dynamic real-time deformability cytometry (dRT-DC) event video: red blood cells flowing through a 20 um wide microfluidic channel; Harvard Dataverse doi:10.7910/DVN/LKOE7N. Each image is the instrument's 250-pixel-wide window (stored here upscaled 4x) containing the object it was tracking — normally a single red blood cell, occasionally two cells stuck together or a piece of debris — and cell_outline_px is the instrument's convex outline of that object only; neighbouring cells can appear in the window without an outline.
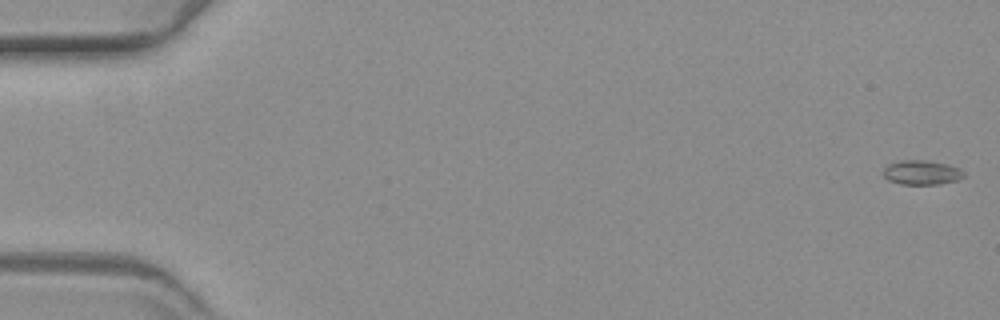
{"species": "common noctule bat (a hibernating species)", "species_latin": "Nyctalus noctula", "temperature_condition": "warm", "stored_images_in_passage": 14, "camera_frame_rate_fps": 3000, "um_per_image_px": 0.085, "animal": {"sex": "female", "body_mass_g": 19.3, "forearm_length_mm": 54.1}, "frame": {"image": 1, "passage_image": 1, "time_ms": 0.0, "image_size_px": [1000, 320], "cell_outline_px": [[964, 176], [956, 180], [940, 184], [900, 184], [888, 180], [884, 176], [884, 168], [888, 164], [900, 160], [924, 160], [948, 164], [960, 168], [964, 172]], "centroid_in_image_um": [78.34, 14.66], "position_along_channel_um": 6.7, "area_um2": 11.44}}